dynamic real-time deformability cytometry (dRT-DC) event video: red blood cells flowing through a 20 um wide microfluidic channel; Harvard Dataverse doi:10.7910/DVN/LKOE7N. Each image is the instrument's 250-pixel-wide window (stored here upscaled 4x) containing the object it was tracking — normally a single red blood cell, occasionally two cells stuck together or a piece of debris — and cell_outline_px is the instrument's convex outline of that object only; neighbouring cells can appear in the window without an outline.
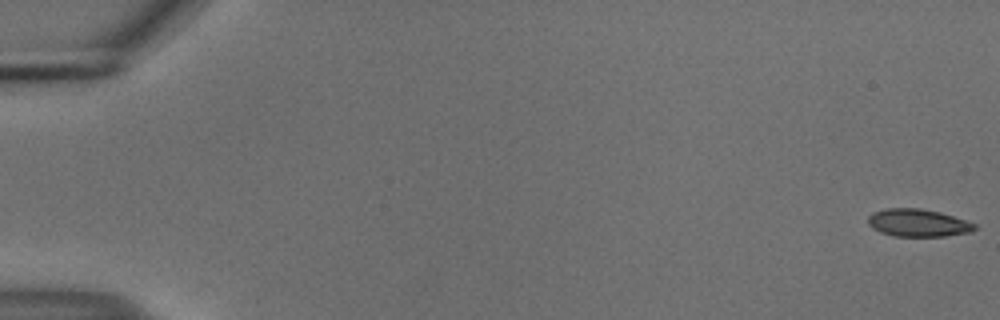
{"species": "common noctule bat (a hibernating species)", "species_latin": "Nyctalus noctula", "temperature_condition": "cold", "stored_images_in_passage": 55, "camera_frame_rate_fps": 3000, "um_per_image_px": 0.085, "animal": {"sex": "male", "body_mass_g": 18.8}, "frame": {"image": 1, "passage_image": 1, "time_ms": 0.0, "image_size_px": [1000, 320], "cell_outline_px": [[976, 228], [972, 232], [944, 236], [892, 236], [880, 232], [872, 228], [868, 224], [868, 216], [872, 212], [888, 208], [920, 208], [940, 212], [976, 224]], "centroid_in_image_um": [78.0, 18.94], "position_along_channel_um": 7.0, "area_um2": 17.17}}
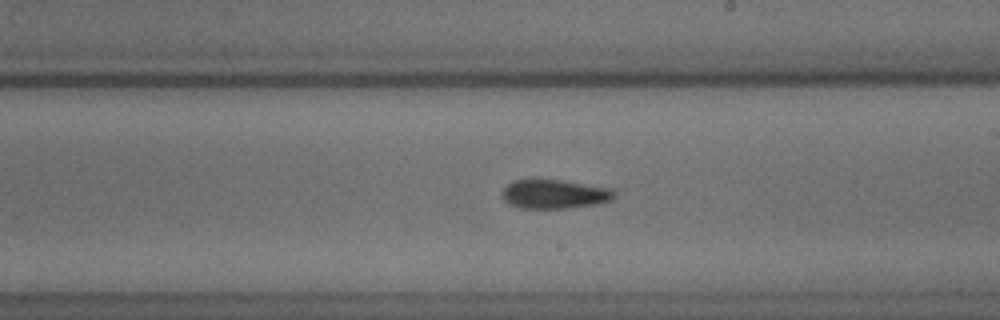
{"frame": {"image": 2, "passage_image": 33, "time_ms": 10.667, "image_size_px": [1000, 320], "cell_outline_px": [[616, 196], [612, 200], [596, 204], [568, 208], [520, 208], [508, 204], [500, 196], [504, 188], [512, 180], [564, 180], [612, 188], [616, 192]], "centroid_in_image_um": [47.14, 16.5], "position_along_channel_um": 241.9, "area_um2": 19.19}}
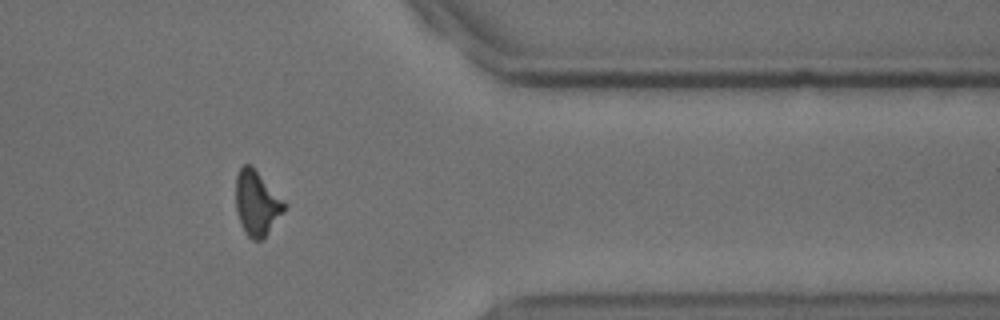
{"frame": {"image": 3, "passage_image": 46, "time_ms": 15.0, "image_size_px": [1000, 320], "cell_outline_px": [[288, 208], [264, 236], [260, 240], [252, 240], [244, 232], [236, 212], [236, 176], [240, 168], [244, 164], [252, 164], [288, 204]], "centroid_in_image_um": [21.85, 17.23], "position_along_channel_um": 389.6, "area_um2": 18.61}, "authors_computed_cell_mechanics": {"area_um2": 18.0336, "velocity_mm_per_s": 3.731, "shape_relaxation_time_tau1_ms": 8.2909, "shape_relaxation_time_tau2_ms": 9.6678, "deformation_change_tau1": 0.1864, "deformation_change_tau2": 0.1869}}